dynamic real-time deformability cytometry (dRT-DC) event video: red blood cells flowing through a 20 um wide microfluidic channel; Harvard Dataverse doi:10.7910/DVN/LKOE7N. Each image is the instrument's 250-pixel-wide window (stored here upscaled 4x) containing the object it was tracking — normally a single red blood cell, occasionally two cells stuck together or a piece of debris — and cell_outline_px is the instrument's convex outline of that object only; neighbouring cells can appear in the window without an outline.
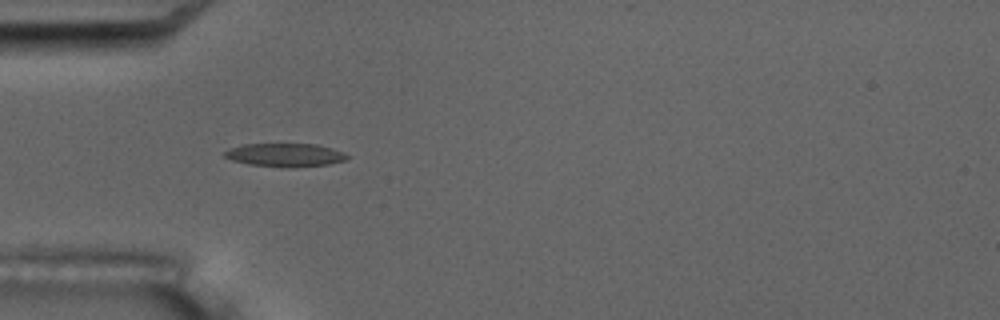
{"species": "common noctule bat (a hibernating species)", "species_latin": "Nyctalus noctula", "temperature_condition": "room temperature", "stored_images_in_passage": 4, "camera_frame_rate_fps": 3000, "um_per_image_px": 0.085, "animal": {"sex": "male", "body_mass_g": 17.5, "forearm_length_mm": 52.3}, "frame": {"image": 1, "passage_image": 3, "time_ms": 2.333, "image_size_px": [1000, 320], "cell_outline_px": [[348, 156], [344, 160], [328, 164], [288, 168], [248, 164], [232, 160], [224, 156], [224, 152], [228, 148], [244, 144], [316, 144], [332, 148], [344, 152]], "centroid_in_image_um": [24.21, 13.17], "position_along_channel_um": 60.8, "area_um2": 16.65}}